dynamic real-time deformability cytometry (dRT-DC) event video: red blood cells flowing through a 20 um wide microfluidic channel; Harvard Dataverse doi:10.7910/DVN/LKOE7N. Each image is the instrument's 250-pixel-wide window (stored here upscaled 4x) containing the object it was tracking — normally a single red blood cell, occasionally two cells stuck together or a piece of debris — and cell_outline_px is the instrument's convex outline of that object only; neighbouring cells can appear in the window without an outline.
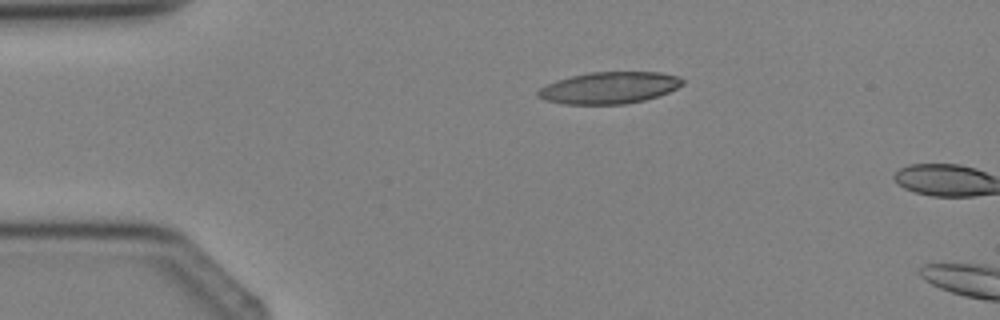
{"species": "Egyptian fruit bat (a non-hibernating species)", "species_latin": "Rousettus aegyptiacus", "temperature_condition": "cold", "stored_images_in_passage": 4, "camera_frame_rate_fps": 3000, "um_per_image_px": 0.085, "animal": {"sex": "female"}, "frame": {"image": 1, "passage_image": 4, "time_ms": 4.333, "image_size_px": [1000, 320], "cell_outline_px": [[684, 84], [668, 92], [644, 100], [624, 104], [564, 104], [544, 100], [536, 96], [536, 92], [540, 88], [556, 80], [572, 76], [592, 72], [660, 72], [680, 76], [684, 80]], "centroid_in_image_um": [51.78, 7.46], "position_along_channel_um": 33.2, "area_um2": 26.7}}